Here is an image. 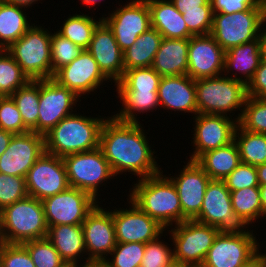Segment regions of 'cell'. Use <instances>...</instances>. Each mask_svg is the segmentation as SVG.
<instances>
[{"label": "cell", "mask_w": 266, "mask_h": 267, "mask_svg": "<svg viewBox=\"0 0 266 267\" xmlns=\"http://www.w3.org/2000/svg\"><path fill=\"white\" fill-rule=\"evenodd\" d=\"M146 136L140 122L120 121L112 115L106 118L100 132L99 147L115 176L128 171L143 179L161 172Z\"/></svg>", "instance_id": "obj_1"}, {"label": "cell", "mask_w": 266, "mask_h": 267, "mask_svg": "<svg viewBox=\"0 0 266 267\" xmlns=\"http://www.w3.org/2000/svg\"><path fill=\"white\" fill-rule=\"evenodd\" d=\"M133 185L127 201L131 200L164 228L170 229L168 227L173 223L177 225L187 220L183 216L177 190L172 181L163 175V170L157 175L138 179Z\"/></svg>", "instance_id": "obj_2"}, {"label": "cell", "mask_w": 266, "mask_h": 267, "mask_svg": "<svg viewBox=\"0 0 266 267\" xmlns=\"http://www.w3.org/2000/svg\"><path fill=\"white\" fill-rule=\"evenodd\" d=\"M104 118L79 113L66 116L44 135L45 151L63 158L98 148L101 128L107 117Z\"/></svg>", "instance_id": "obj_3"}, {"label": "cell", "mask_w": 266, "mask_h": 267, "mask_svg": "<svg viewBox=\"0 0 266 267\" xmlns=\"http://www.w3.org/2000/svg\"><path fill=\"white\" fill-rule=\"evenodd\" d=\"M48 226L41 200L26 196L0 211V239L3 243L22 244L45 238Z\"/></svg>", "instance_id": "obj_4"}, {"label": "cell", "mask_w": 266, "mask_h": 267, "mask_svg": "<svg viewBox=\"0 0 266 267\" xmlns=\"http://www.w3.org/2000/svg\"><path fill=\"white\" fill-rule=\"evenodd\" d=\"M197 114L226 115L240 110L239 121L245 100L247 87L243 81L224 75L195 80ZM242 108V109H241Z\"/></svg>", "instance_id": "obj_5"}, {"label": "cell", "mask_w": 266, "mask_h": 267, "mask_svg": "<svg viewBox=\"0 0 266 267\" xmlns=\"http://www.w3.org/2000/svg\"><path fill=\"white\" fill-rule=\"evenodd\" d=\"M52 32L34 25L6 51L30 80L51 78Z\"/></svg>", "instance_id": "obj_6"}, {"label": "cell", "mask_w": 266, "mask_h": 267, "mask_svg": "<svg viewBox=\"0 0 266 267\" xmlns=\"http://www.w3.org/2000/svg\"><path fill=\"white\" fill-rule=\"evenodd\" d=\"M266 20V5L260 2L247 11L213 13L210 35L224 51L259 37L260 29Z\"/></svg>", "instance_id": "obj_7"}, {"label": "cell", "mask_w": 266, "mask_h": 267, "mask_svg": "<svg viewBox=\"0 0 266 267\" xmlns=\"http://www.w3.org/2000/svg\"><path fill=\"white\" fill-rule=\"evenodd\" d=\"M194 220L214 226L221 234L253 233L247 229L249 222L234 212L230 190L223 180H210L200 213Z\"/></svg>", "instance_id": "obj_8"}, {"label": "cell", "mask_w": 266, "mask_h": 267, "mask_svg": "<svg viewBox=\"0 0 266 267\" xmlns=\"http://www.w3.org/2000/svg\"><path fill=\"white\" fill-rule=\"evenodd\" d=\"M68 184L90 194L98 201L100 185L115 177L100 147L63 158Z\"/></svg>", "instance_id": "obj_9"}, {"label": "cell", "mask_w": 266, "mask_h": 267, "mask_svg": "<svg viewBox=\"0 0 266 267\" xmlns=\"http://www.w3.org/2000/svg\"><path fill=\"white\" fill-rule=\"evenodd\" d=\"M171 228L174 262L201 267L218 230L196 220H186Z\"/></svg>", "instance_id": "obj_10"}, {"label": "cell", "mask_w": 266, "mask_h": 267, "mask_svg": "<svg viewBox=\"0 0 266 267\" xmlns=\"http://www.w3.org/2000/svg\"><path fill=\"white\" fill-rule=\"evenodd\" d=\"M259 244L254 233H218L201 267H245L258 257Z\"/></svg>", "instance_id": "obj_11"}, {"label": "cell", "mask_w": 266, "mask_h": 267, "mask_svg": "<svg viewBox=\"0 0 266 267\" xmlns=\"http://www.w3.org/2000/svg\"><path fill=\"white\" fill-rule=\"evenodd\" d=\"M97 203L90 194L74 187H68L42 200L47 226L82 224Z\"/></svg>", "instance_id": "obj_12"}, {"label": "cell", "mask_w": 266, "mask_h": 267, "mask_svg": "<svg viewBox=\"0 0 266 267\" xmlns=\"http://www.w3.org/2000/svg\"><path fill=\"white\" fill-rule=\"evenodd\" d=\"M79 99L72 90L60 85L53 78L40 80L37 133L46 135L63 118L73 114V108Z\"/></svg>", "instance_id": "obj_13"}, {"label": "cell", "mask_w": 266, "mask_h": 267, "mask_svg": "<svg viewBox=\"0 0 266 267\" xmlns=\"http://www.w3.org/2000/svg\"><path fill=\"white\" fill-rule=\"evenodd\" d=\"M105 209L97 204L82 223L88 257H84L86 260L80 266L105 261L117 244L112 210Z\"/></svg>", "instance_id": "obj_14"}, {"label": "cell", "mask_w": 266, "mask_h": 267, "mask_svg": "<svg viewBox=\"0 0 266 267\" xmlns=\"http://www.w3.org/2000/svg\"><path fill=\"white\" fill-rule=\"evenodd\" d=\"M25 182L28 195L41 201L65 191L69 184L63 159L44 151L27 172Z\"/></svg>", "instance_id": "obj_15"}, {"label": "cell", "mask_w": 266, "mask_h": 267, "mask_svg": "<svg viewBox=\"0 0 266 267\" xmlns=\"http://www.w3.org/2000/svg\"><path fill=\"white\" fill-rule=\"evenodd\" d=\"M119 7L103 20L112 29L117 44L124 52L140 34L151 28V19L146 0H131Z\"/></svg>", "instance_id": "obj_16"}, {"label": "cell", "mask_w": 266, "mask_h": 267, "mask_svg": "<svg viewBox=\"0 0 266 267\" xmlns=\"http://www.w3.org/2000/svg\"><path fill=\"white\" fill-rule=\"evenodd\" d=\"M193 149L190 161H196L202 154L226 146L234 141V133L238 125L236 117L226 115L197 114L195 117Z\"/></svg>", "instance_id": "obj_17"}, {"label": "cell", "mask_w": 266, "mask_h": 267, "mask_svg": "<svg viewBox=\"0 0 266 267\" xmlns=\"http://www.w3.org/2000/svg\"><path fill=\"white\" fill-rule=\"evenodd\" d=\"M129 209H114L112 216L115 226L116 241L118 243L138 242L146 244L162 237L164 228L158 221L151 218L131 200Z\"/></svg>", "instance_id": "obj_18"}, {"label": "cell", "mask_w": 266, "mask_h": 267, "mask_svg": "<svg viewBox=\"0 0 266 267\" xmlns=\"http://www.w3.org/2000/svg\"><path fill=\"white\" fill-rule=\"evenodd\" d=\"M44 151L43 135L33 131L13 135L7 149L0 156V173L25 178Z\"/></svg>", "instance_id": "obj_19"}, {"label": "cell", "mask_w": 266, "mask_h": 267, "mask_svg": "<svg viewBox=\"0 0 266 267\" xmlns=\"http://www.w3.org/2000/svg\"><path fill=\"white\" fill-rule=\"evenodd\" d=\"M53 79L72 90L79 98L99 89L104 81L109 82L87 50H83L70 64L60 68Z\"/></svg>", "instance_id": "obj_20"}, {"label": "cell", "mask_w": 266, "mask_h": 267, "mask_svg": "<svg viewBox=\"0 0 266 267\" xmlns=\"http://www.w3.org/2000/svg\"><path fill=\"white\" fill-rule=\"evenodd\" d=\"M224 62L225 51L210 34L190 38L187 75L191 79L223 75Z\"/></svg>", "instance_id": "obj_21"}, {"label": "cell", "mask_w": 266, "mask_h": 267, "mask_svg": "<svg viewBox=\"0 0 266 267\" xmlns=\"http://www.w3.org/2000/svg\"><path fill=\"white\" fill-rule=\"evenodd\" d=\"M187 162L179 175L168 176V178L177 190L183 216L187 220H194L200 213L205 190L211 178L196 161Z\"/></svg>", "instance_id": "obj_22"}, {"label": "cell", "mask_w": 266, "mask_h": 267, "mask_svg": "<svg viewBox=\"0 0 266 267\" xmlns=\"http://www.w3.org/2000/svg\"><path fill=\"white\" fill-rule=\"evenodd\" d=\"M87 51L109 81L117 83L121 79L124 73L123 51L117 44L112 29L104 20L95 28Z\"/></svg>", "instance_id": "obj_23"}, {"label": "cell", "mask_w": 266, "mask_h": 267, "mask_svg": "<svg viewBox=\"0 0 266 267\" xmlns=\"http://www.w3.org/2000/svg\"><path fill=\"white\" fill-rule=\"evenodd\" d=\"M159 106L164 110L197 115L195 80L188 75L165 76L158 88Z\"/></svg>", "instance_id": "obj_24"}, {"label": "cell", "mask_w": 266, "mask_h": 267, "mask_svg": "<svg viewBox=\"0 0 266 267\" xmlns=\"http://www.w3.org/2000/svg\"><path fill=\"white\" fill-rule=\"evenodd\" d=\"M189 40L163 38L151 67L161 77L187 75Z\"/></svg>", "instance_id": "obj_25"}, {"label": "cell", "mask_w": 266, "mask_h": 267, "mask_svg": "<svg viewBox=\"0 0 266 267\" xmlns=\"http://www.w3.org/2000/svg\"><path fill=\"white\" fill-rule=\"evenodd\" d=\"M150 11L151 27L163 38L186 39L194 36L185 23L182 12L170 0H146Z\"/></svg>", "instance_id": "obj_26"}, {"label": "cell", "mask_w": 266, "mask_h": 267, "mask_svg": "<svg viewBox=\"0 0 266 267\" xmlns=\"http://www.w3.org/2000/svg\"><path fill=\"white\" fill-rule=\"evenodd\" d=\"M261 60V46L258 37L256 40L232 47L225 51V74L223 75L243 81L247 85L248 82L253 78ZM233 70H236L235 73H232L234 76L228 75L231 74V71L234 72ZM238 72H240V76H243L239 77L237 75Z\"/></svg>", "instance_id": "obj_27"}, {"label": "cell", "mask_w": 266, "mask_h": 267, "mask_svg": "<svg viewBox=\"0 0 266 267\" xmlns=\"http://www.w3.org/2000/svg\"><path fill=\"white\" fill-rule=\"evenodd\" d=\"M46 237L66 263L80 267L79 259L86 256L82 224L49 226Z\"/></svg>", "instance_id": "obj_28"}, {"label": "cell", "mask_w": 266, "mask_h": 267, "mask_svg": "<svg viewBox=\"0 0 266 267\" xmlns=\"http://www.w3.org/2000/svg\"><path fill=\"white\" fill-rule=\"evenodd\" d=\"M196 162L211 180H223L241 163V158L238 146L233 141L226 146L205 152Z\"/></svg>", "instance_id": "obj_29"}, {"label": "cell", "mask_w": 266, "mask_h": 267, "mask_svg": "<svg viewBox=\"0 0 266 267\" xmlns=\"http://www.w3.org/2000/svg\"><path fill=\"white\" fill-rule=\"evenodd\" d=\"M23 8L0 0V50L9 48L32 26Z\"/></svg>", "instance_id": "obj_30"}, {"label": "cell", "mask_w": 266, "mask_h": 267, "mask_svg": "<svg viewBox=\"0 0 266 267\" xmlns=\"http://www.w3.org/2000/svg\"><path fill=\"white\" fill-rule=\"evenodd\" d=\"M162 39L161 33L152 27L140 34L136 42L123 52L124 72L134 68L151 67Z\"/></svg>", "instance_id": "obj_31"}, {"label": "cell", "mask_w": 266, "mask_h": 267, "mask_svg": "<svg viewBox=\"0 0 266 267\" xmlns=\"http://www.w3.org/2000/svg\"><path fill=\"white\" fill-rule=\"evenodd\" d=\"M118 98L122 101V107L113 117L120 121L140 122L137 118V112H143L157 109L159 106L158 92L150 91H116ZM136 112V113H135Z\"/></svg>", "instance_id": "obj_32"}, {"label": "cell", "mask_w": 266, "mask_h": 267, "mask_svg": "<svg viewBox=\"0 0 266 267\" xmlns=\"http://www.w3.org/2000/svg\"><path fill=\"white\" fill-rule=\"evenodd\" d=\"M11 97L21 113L24 125L30 131L37 133L40 80H30L26 85L16 90Z\"/></svg>", "instance_id": "obj_33"}, {"label": "cell", "mask_w": 266, "mask_h": 267, "mask_svg": "<svg viewBox=\"0 0 266 267\" xmlns=\"http://www.w3.org/2000/svg\"><path fill=\"white\" fill-rule=\"evenodd\" d=\"M241 163L257 166L266 163V135L250 132L237 125L234 133Z\"/></svg>", "instance_id": "obj_34"}, {"label": "cell", "mask_w": 266, "mask_h": 267, "mask_svg": "<svg viewBox=\"0 0 266 267\" xmlns=\"http://www.w3.org/2000/svg\"><path fill=\"white\" fill-rule=\"evenodd\" d=\"M64 20L65 22L57 32L78 47L87 50L92 40L93 32L103 20V17H100L97 21L94 17L89 16V14L81 13L73 14V16L70 15Z\"/></svg>", "instance_id": "obj_35"}, {"label": "cell", "mask_w": 266, "mask_h": 267, "mask_svg": "<svg viewBox=\"0 0 266 267\" xmlns=\"http://www.w3.org/2000/svg\"><path fill=\"white\" fill-rule=\"evenodd\" d=\"M230 197L234 212L241 215L249 224L263 218L259 187L230 191Z\"/></svg>", "instance_id": "obj_36"}, {"label": "cell", "mask_w": 266, "mask_h": 267, "mask_svg": "<svg viewBox=\"0 0 266 267\" xmlns=\"http://www.w3.org/2000/svg\"><path fill=\"white\" fill-rule=\"evenodd\" d=\"M161 78L152 67L134 68L126 70L114 86L117 91L158 92Z\"/></svg>", "instance_id": "obj_37"}, {"label": "cell", "mask_w": 266, "mask_h": 267, "mask_svg": "<svg viewBox=\"0 0 266 267\" xmlns=\"http://www.w3.org/2000/svg\"><path fill=\"white\" fill-rule=\"evenodd\" d=\"M30 79L6 51L0 50V96H11Z\"/></svg>", "instance_id": "obj_38"}, {"label": "cell", "mask_w": 266, "mask_h": 267, "mask_svg": "<svg viewBox=\"0 0 266 267\" xmlns=\"http://www.w3.org/2000/svg\"><path fill=\"white\" fill-rule=\"evenodd\" d=\"M238 125L246 131L266 135V99L247 96Z\"/></svg>", "instance_id": "obj_39"}, {"label": "cell", "mask_w": 266, "mask_h": 267, "mask_svg": "<svg viewBox=\"0 0 266 267\" xmlns=\"http://www.w3.org/2000/svg\"><path fill=\"white\" fill-rule=\"evenodd\" d=\"M22 245L27 249L35 267H62L66 264L47 237L30 240Z\"/></svg>", "instance_id": "obj_40"}, {"label": "cell", "mask_w": 266, "mask_h": 267, "mask_svg": "<svg viewBox=\"0 0 266 267\" xmlns=\"http://www.w3.org/2000/svg\"><path fill=\"white\" fill-rule=\"evenodd\" d=\"M81 47L60 35L57 30L51 35V78L62 67L70 64L83 51Z\"/></svg>", "instance_id": "obj_41"}, {"label": "cell", "mask_w": 266, "mask_h": 267, "mask_svg": "<svg viewBox=\"0 0 266 267\" xmlns=\"http://www.w3.org/2000/svg\"><path fill=\"white\" fill-rule=\"evenodd\" d=\"M145 244L138 242L118 243L103 263L107 267H140ZM112 260V261H111Z\"/></svg>", "instance_id": "obj_42"}, {"label": "cell", "mask_w": 266, "mask_h": 267, "mask_svg": "<svg viewBox=\"0 0 266 267\" xmlns=\"http://www.w3.org/2000/svg\"><path fill=\"white\" fill-rule=\"evenodd\" d=\"M0 129L15 134H24L30 130L24 125L21 113L11 96H0Z\"/></svg>", "instance_id": "obj_43"}, {"label": "cell", "mask_w": 266, "mask_h": 267, "mask_svg": "<svg viewBox=\"0 0 266 267\" xmlns=\"http://www.w3.org/2000/svg\"><path fill=\"white\" fill-rule=\"evenodd\" d=\"M161 237L145 244V252L140 267H170L174 263L173 249L164 244Z\"/></svg>", "instance_id": "obj_44"}, {"label": "cell", "mask_w": 266, "mask_h": 267, "mask_svg": "<svg viewBox=\"0 0 266 267\" xmlns=\"http://www.w3.org/2000/svg\"><path fill=\"white\" fill-rule=\"evenodd\" d=\"M28 196L24 177L0 173V211Z\"/></svg>", "instance_id": "obj_45"}, {"label": "cell", "mask_w": 266, "mask_h": 267, "mask_svg": "<svg viewBox=\"0 0 266 267\" xmlns=\"http://www.w3.org/2000/svg\"><path fill=\"white\" fill-rule=\"evenodd\" d=\"M182 15L194 36L210 34L213 20L211 5L200 6V9H183Z\"/></svg>", "instance_id": "obj_46"}, {"label": "cell", "mask_w": 266, "mask_h": 267, "mask_svg": "<svg viewBox=\"0 0 266 267\" xmlns=\"http://www.w3.org/2000/svg\"><path fill=\"white\" fill-rule=\"evenodd\" d=\"M223 181L230 191L259 187L256 166L240 163Z\"/></svg>", "instance_id": "obj_47"}, {"label": "cell", "mask_w": 266, "mask_h": 267, "mask_svg": "<svg viewBox=\"0 0 266 267\" xmlns=\"http://www.w3.org/2000/svg\"><path fill=\"white\" fill-rule=\"evenodd\" d=\"M0 267H35L22 244H0Z\"/></svg>", "instance_id": "obj_48"}, {"label": "cell", "mask_w": 266, "mask_h": 267, "mask_svg": "<svg viewBox=\"0 0 266 267\" xmlns=\"http://www.w3.org/2000/svg\"><path fill=\"white\" fill-rule=\"evenodd\" d=\"M260 0H210L213 13L233 14L256 7Z\"/></svg>", "instance_id": "obj_49"}, {"label": "cell", "mask_w": 266, "mask_h": 267, "mask_svg": "<svg viewBox=\"0 0 266 267\" xmlns=\"http://www.w3.org/2000/svg\"><path fill=\"white\" fill-rule=\"evenodd\" d=\"M246 87L247 96L266 99V61H260L259 67Z\"/></svg>", "instance_id": "obj_50"}, {"label": "cell", "mask_w": 266, "mask_h": 267, "mask_svg": "<svg viewBox=\"0 0 266 267\" xmlns=\"http://www.w3.org/2000/svg\"><path fill=\"white\" fill-rule=\"evenodd\" d=\"M180 12L183 9H200V6L211 5L210 0H170Z\"/></svg>", "instance_id": "obj_51"}, {"label": "cell", "mask_w": 266, "mask_h": 267, "mask_svg": "<svg viewBox=\"0 0 266 267\" xmlns=\"http://www.w3.org/2000/svg\"><path fill=\"white\" fill-rule=\"evenodd\" d=\"M13 135L11 132L0 129V156L7 149Z\"/></svg>", "instance_id": "obj_52"}, {"label": "cell", "mask_w": 266, "mask_h": 267, "mask_svg": "<svg viewBox=\"0 0 266 267\" xmlns=\"http://www.w3.org/2000/svg\"><path fill=\"white\" fill-rule=\"evenodd\" d=\"M259 40L261 46V56L262 60L266 61V20L263 22L260 33H259Z\"/></svg>", "instance_id": "obj_53"}, {"label": "cell", "mask_w": 266, "mask_h": 267, "mask_svg": "<svg viewBox=\"0 0 266 267\" xmlns=\"http://www.w3.org/2000/svg\"><path fill=\"white\" fill-rule=\"evenodd\" d=\"M259 185H266V163L256 166Z\"/></svg>", "instance_id": "obj_54"}, {"label": "cell", "mask_w": 266, "mask_h": 267, "mask_svg": "<svg viewBox=\"0 0 266 267\" xmlns=\"http://www.w3.org/2000/svg\"><path fill=\"white\" fill-rule=\"evenodd\" d=\"M5 1L16 6L24 7V9L25 7L28 9L31 8L29 6H32L36 2L38 3V1L40 0H5Z\"/></svg>", "instance_id": "obj_55"}, {"label": "cell", "mask_w": 266, "mask_h": 267, "mask_svg": "<svg viewBox=\"0 0 266 267\" xmlns=\"http://www.w3.org/2000/svg\"><path fill=\"white\" fill-rule=\"evenodd\" d=\"M259 190L263 207V217H266V185H259Z\"/></svg>", "instance_id": "obj_56"}, {"label": "cell", "mask_w": 266, "mask_h": 267, "mask_svg": "<svg viewBox=\"0 0 266 267\" xmlns=\"http://www.w3.org/2000/svg\"><path fill=\"white\" fill-rule=\"evenodd\" d=\"M80 267H107L103 262H89L84 266Z\"/></svg>", "instance_id": "obj_57"}, {"label": "cell", "mask_w": 266, "mask_h": 267, "mask_svg": "<svg viewBox=\"0 0 266 267\" xmlns=\"http://www.w3.org/2000/svg\"><path fill=\"white\" fill-rule=\"evenodd\" d=\"M258 252V257L261 263V267H266V253Z\"/></svg>", "instance_id": "obj_58"}, {"label": "cell", "mask_w": 266, "mask_h": 267, "mask_svg": "<svg viewBox=\"0 0 266 267\" xmlns=\"http://www.w3.org/2000/svg\"><path fill=\"white\" fill-rule=\"evenodd\" d=\"M101 1H103V0H82L81 2H83V4L89 5V7H90V5L95 6L97 4V2L99 3Z\"/></svg>", "instance_id": "obj_59"}, {"label": "cell", "mask_w": 266, "mask_h": 267, "mask_svg": "<svg viewBox=\"0 0 266 267\" xmlns=\"http://www.w3.org/2000/svg\"><path fill=\"white\" fill-rule=\"evenodd\" d=\"M245 267H261L259 257H257L250 265H247Z\"/></svg>", "instance_id": "obj_60"}, {"label": "cell", "mask_w": 266, "mask_h": 267, "mask_svg": "<svg viewBox=\"0 0 266 267\" xmlns=\"http://www.w3.org/2000/svg\"><path fill=\"white\" fill-rule=\"evenodd\" d=\"M170 267H193L187 264H179V263H173Z\"/></svg>", "instance_id": "obj_61"}, {"label": "cell", "mask_w": 266, "mask_h": 267, "mask_svg": "<svg viewBox=\"0 0 266 267\" xmlns=\"http://www.w3.org/2000/svg\"><path fill=\"white\" fill-rule=\"evenodd\" d=\"M62 267H76V266H74V265H72V264H68V263H66L64 266H62Z\"/></svg>", "instance_id": "obj_62"}, {"label": "cell", "mask_w": 266, "mask_h": 267, "mask_svg": "<svg viewBox=\"0 0 266 267\" xmlns=\"http://www.w3.org/2000/svg\"><path fill=\"white\" fill-rule=\"evenodd\" d=\"M264 5H266V0H260Z\"/></svg>", "instance_id": "obj_63"}]
</instances>
